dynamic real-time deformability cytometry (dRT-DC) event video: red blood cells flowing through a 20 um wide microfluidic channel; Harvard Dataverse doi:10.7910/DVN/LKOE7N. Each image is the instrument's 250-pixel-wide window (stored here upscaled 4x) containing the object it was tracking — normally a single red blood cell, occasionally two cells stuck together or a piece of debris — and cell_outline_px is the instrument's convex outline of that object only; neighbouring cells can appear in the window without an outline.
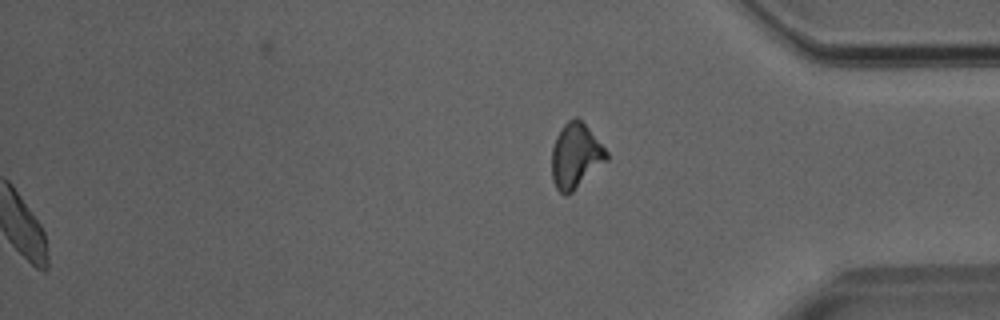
{"species": "Egyptian fruit bat (a non-hibernating species)", "species_latin": "Rousettus aegyptiacus", "temperature_condition": "room temperature", "stored_images_in_passage": 50, "segment_of_instrument_passage": [2, 2], "camera_frame_rate_fps": 3000, "um_per_image_px": 0.085, "animal": {"sex": "male"}, "frame": {"image": 1, "passage_image": 50, "time_ms": 16.333, "image_size_px": [1000, 320], "cell_outline_px": [[608, 160], [572, 192], [564, 196], [556, 188], [552, 180], [552, 148], [556, 136], [564, 124], [568, 120], [576, 116], [588, 128], [608, 152]], "centroid_in_image_um": [48.92, 13.26], "position_along_channel_um": 386.3, "area_um2": 20.63}}